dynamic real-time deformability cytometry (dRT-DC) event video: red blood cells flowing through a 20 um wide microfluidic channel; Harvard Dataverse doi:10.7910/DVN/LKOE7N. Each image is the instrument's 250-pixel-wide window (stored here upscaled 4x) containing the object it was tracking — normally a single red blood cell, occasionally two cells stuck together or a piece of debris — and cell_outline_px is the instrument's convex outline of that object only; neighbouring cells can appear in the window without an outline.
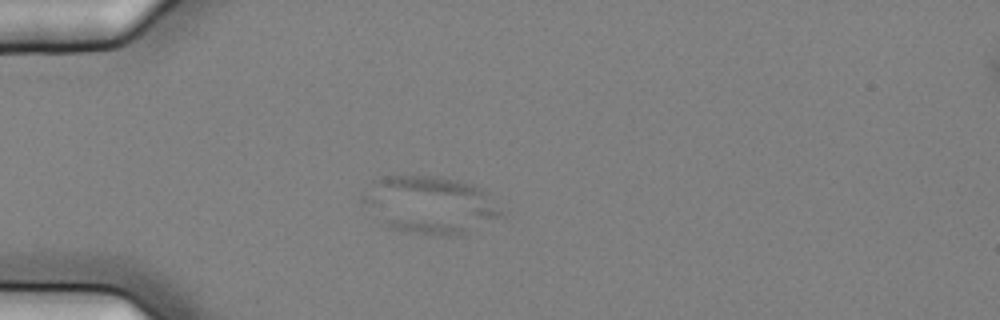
{"species": "common noctule bat (a hibernating species)", "species_latin": "Nyctalus noctula", "temperature_condition": "cold", "stored_images_in_passage": 7, "camera_frame_rate_fps": 3000, "um_per_image_px": 0.085, "animal": {"sex": "female", "body_mass_g": 25.1}, "frame": {"image": 1, "passage_image": 5, "time_ms": 1.333, "image_size_px": [1000, 320], "cell_outline_px": [[504, 216], [456, 236], [448, 236], [416, 232], [392, 228], [364, 204], [360, 200], [360, 196], [372, 180], [384, 176], [444, 176], [472, 184], [480, 188], [504, 212]], "centroid_in_image_um": [36.55, 17.37], "position_along_channel_um": 48.4, "area_um2": 45.66}}